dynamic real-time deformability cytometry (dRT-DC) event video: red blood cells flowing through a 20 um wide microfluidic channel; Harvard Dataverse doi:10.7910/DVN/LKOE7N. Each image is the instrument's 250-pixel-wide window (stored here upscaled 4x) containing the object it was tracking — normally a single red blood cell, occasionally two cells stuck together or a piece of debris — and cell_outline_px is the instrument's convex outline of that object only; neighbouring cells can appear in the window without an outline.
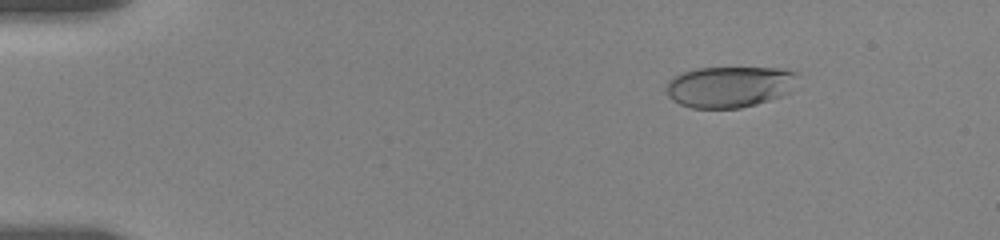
{"species": "human", "species_latin": "Homo sapiens", "temperature_condition": "room temperature", "stored_images_in_passage": 6, "camera_frame_rate_fps": 3000, "um_per_image_px": 0.085, "donor": {"sex": "female"}, "frame": {"image": 1, "passage_image": 3, "time_ms": 2.0, "image_size_px": [1000, 240], "cell_outline_px": [[796, 72], [788, 92], [780, 96], [756, 104], [740, 108], [692, 108], [680, 104], [672, 100], [668, 96], [664, 88], [668, 80], [672, 76], [696, 68], [780, 68]], "centroid_in_image_um": [61.9, 7.37], "position_along_channel_um": 23.1, "area_um2": 31.27}}
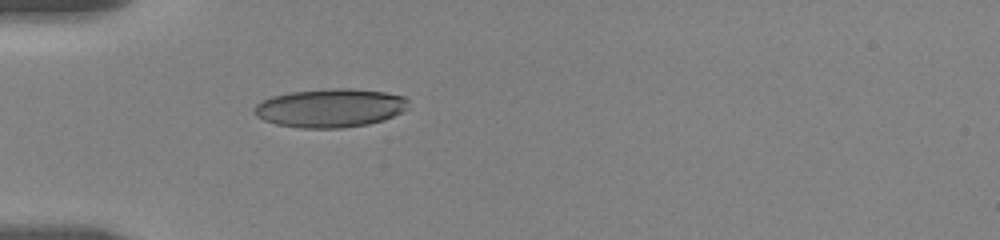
{"frame": {"image": 2, "passage_image": 6, "time_ms": 5.333, "image_size_px": [1000, 240], "cell_outline_px": [[408, 108], [384, 120], [368, 124], [344, 128], [300, 128], [276, 124], [264, 120], [256, 116], [252, 112], [252, 108], [256, 104], [272, 96], [292, 92], [336, 88], [348, 88], [384, 92], [404, 96], [408, 100]], "centroid_in_image_um": [28.05, 9.19], "position_along_channel_um": 56.9, "area_um2": 34.68}}